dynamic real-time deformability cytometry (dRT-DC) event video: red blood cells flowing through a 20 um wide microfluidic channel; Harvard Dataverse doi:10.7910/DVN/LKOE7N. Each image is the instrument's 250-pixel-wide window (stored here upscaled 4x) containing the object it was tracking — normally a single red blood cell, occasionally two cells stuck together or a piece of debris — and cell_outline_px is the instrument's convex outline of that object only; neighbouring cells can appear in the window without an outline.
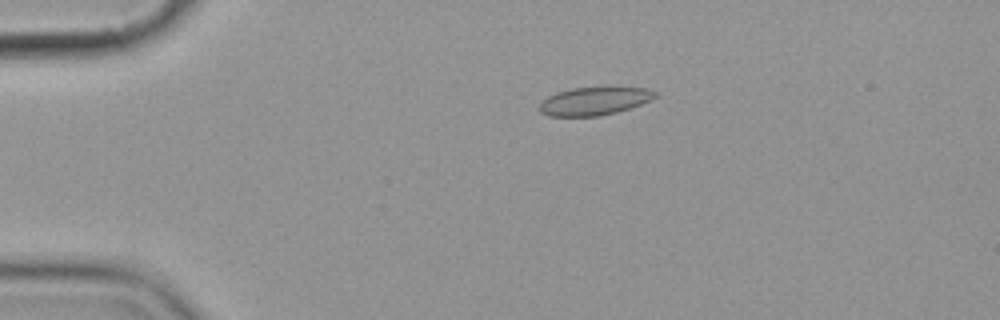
{"species": "common noctule bat (a hibernating species)", "species_latin": "Nyctalus noctula", "temperature_condition": "cold", "stored_images_in_passage": 8, "camera_frame_rate_fps": 3000, "um_per_image_px": 0.085, "animal": {"sex": "female", "body_mass_g": 19.9}, "frame": {"image": 1, "passage_image": 4, "time_ms": 3.667, "image_size_px": [1000, 320], "cell_outline_px": [[660, 96], [640, 104], [616, 112], [600, 116], [548, 116], [540, 112], [540, 104], [548, 96], [556, 92], [572, 88], [648, 88], [656, 92]], "centroid_in_image_um": [50.52, 8.6], "position_along_channel_um": 34.5, "area_um2": 18.67}}
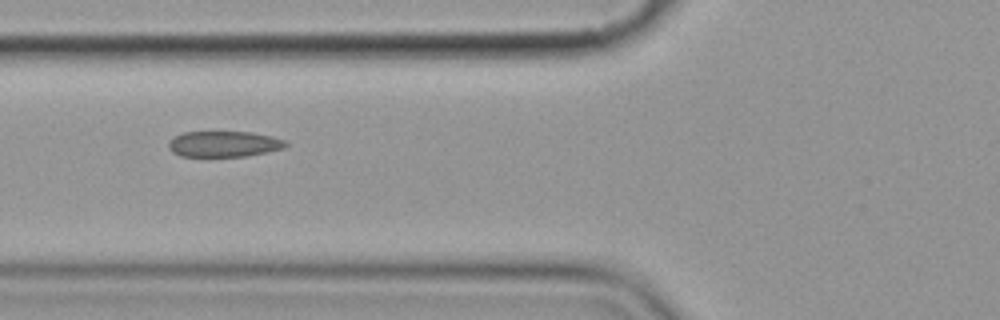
{"frame": {"image": 2, "passage_image": 7, "time_ms": 7.0, "image_size_px": [1000, 320], "cell_outline_px": [[288, 144], [284, 148], [268, 152], [244, 156], [180, 156], [172, 152], [168, 148], [168, 144], [176, 136], [184, 132], [252, 132], [272, 136], [284, 140]], "centroid_in_image_um": [19.05, 12.24], "position_along_channel_um": 106.7, "area_um2": 17.51}}
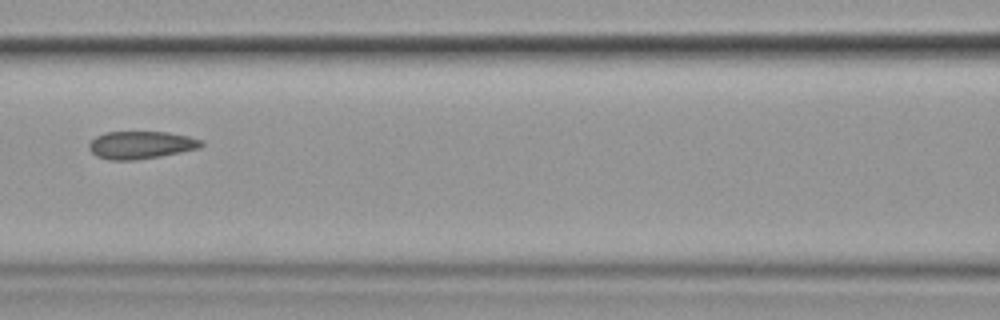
{"frame": {"image": 3, "passage_image": 8, "time_ms": 8.333, "image_size_px": [1000, 320], "cell_outline_px": [[204, 144], [200, 148], [160, 156], [136, 160], [112, 160], [96, 156], [88, 148], [88, 144], [96, 136], [104, 132], [168, 132], [188, 136], [204, 140]], "centroid_in_image_um": [11.99, 12.32], "position_along_channel_um": 154.6, "area_um2": 18.15}}